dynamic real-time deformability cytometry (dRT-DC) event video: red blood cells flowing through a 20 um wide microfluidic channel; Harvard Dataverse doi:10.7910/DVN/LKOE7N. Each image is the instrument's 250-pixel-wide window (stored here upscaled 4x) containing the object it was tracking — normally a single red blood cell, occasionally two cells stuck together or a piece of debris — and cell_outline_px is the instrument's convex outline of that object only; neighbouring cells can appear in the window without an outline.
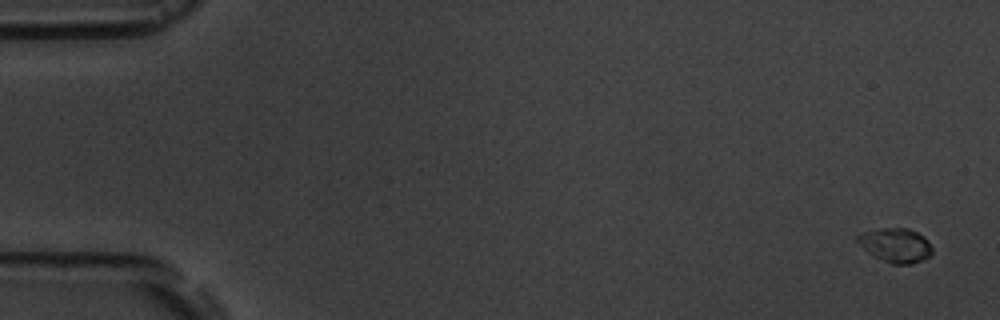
{"species": "common noctule bat (a hibernating species)", "species_latin": "Nyctalus noctula", "temperature_condition": "room temperature", "stored_images_in_passage": 8, "camera_frame_rate_fps": 3000, "um_per_image_px": 0.085, "animal": {"sex": "male", "body_mass_g": 19.5, "forearm_length_mm": 54.6}, "frame": {"image": 1, "passage_image": 1, "time_ms": 0.0, "image_size_px": [1000, 320], "cell_outline_px": [[932, 252], [928, 256], [912, 264], [892, 264], [872, 256], [856, 240], [856, 236], [860, 232], [880, 228], [908, 228], [924, 236], [928, 240], [932, 248]], "centroid_in_image_um": [76.1, 20.83], "position_along_channel_um": 8.9, "area_um2": 14.91}}
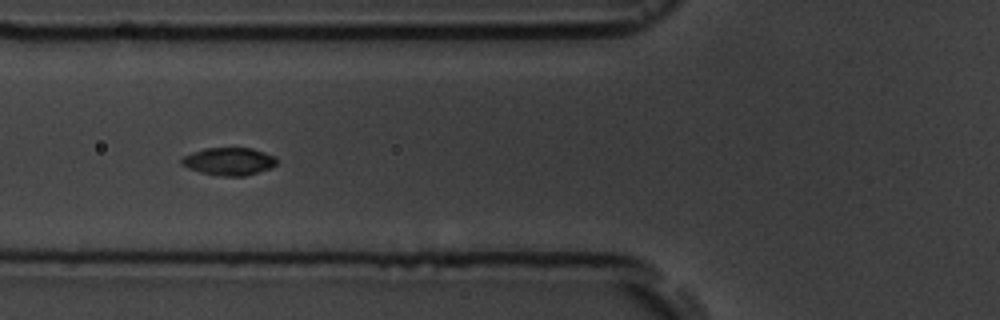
{"frame": {"image": 2, "passage_image": 6, "time_ms": 6.667, "image_size_px": [1000, 320], "cell_outline_px": [[276, 164], [272, 168], [244, 176], [224, 176], [200, 172], [188, 168], [180, 164], [180, 160], [184, 156], [192, 152], [204, 148], [252, 148], [276, 156]], "centroid_in_image_um": [19.46, 13.71], "position_along_channel_um": 106.3, "area_um2": 15.37}}
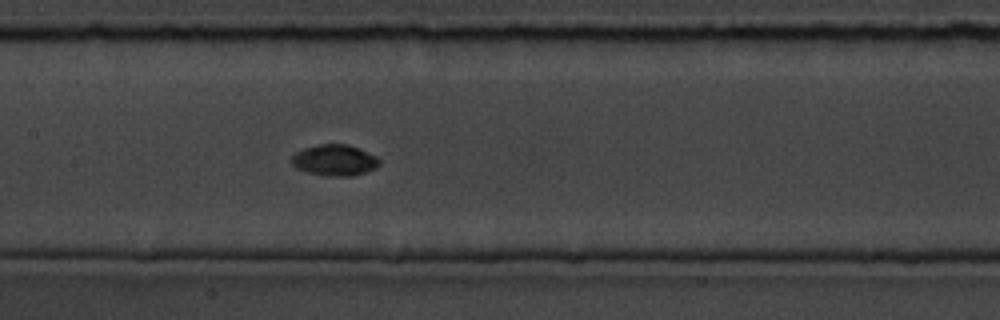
{"frame": {"image": 3, "passage_image": 8, "time_ms": 8.667, "image_size_px": [1000, 320], "cell_outline_px": [[380, 164], [376, 168], [352, 176], [328, 176], [308, 172], [296, 168], [292, 164], [292, 156], [296, 152], [304, 148], [320, 144], [348, 144], [376, 156], [380, 160]], "centroid_in_image_um": [28.45, 13.61], "position_along_channel_um": 179.0, "area_um2": 15.78}}